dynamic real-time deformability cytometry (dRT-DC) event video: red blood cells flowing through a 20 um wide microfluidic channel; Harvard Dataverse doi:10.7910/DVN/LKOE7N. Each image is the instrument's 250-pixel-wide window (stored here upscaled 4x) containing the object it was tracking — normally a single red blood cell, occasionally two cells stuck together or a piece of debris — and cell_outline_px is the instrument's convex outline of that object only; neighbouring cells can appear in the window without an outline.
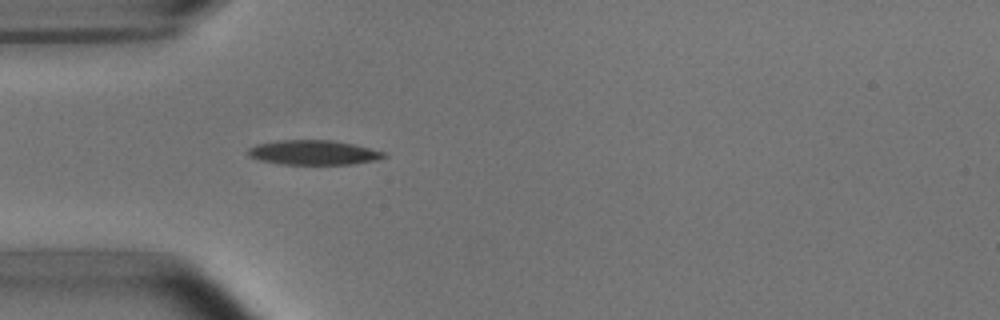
{"species": "common noctule bat (a hibernating species)", "species_latin": "Nyctalus noctula", "temperature_condition": "room temperature", "stored_images_in_passage": 51, "camera_frame_rate_fps": 3000, "um_per_image_px": 0.085, "animal": {"sex": "male", "body_mass_g": 15.6}, "frame": {"image": 1, "passage_image": 14, "time_ms": 4.333, "image_size_px": [1000, 320], "cell_outline_px": [[388, 156], [376, 160], [352, 164], [280, 164], [260, 160], [248, 156], [248, 148], [256, 144], [276, 140], [332, 140], [352, 144], [384, 152]], "centroid_in_image_um": [26.61, 12.96], "position_along_channel_um": 58.4, "area_um2": 19.42}}
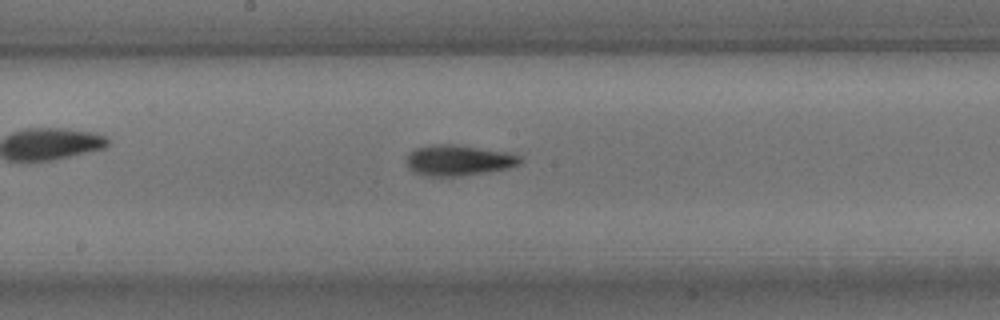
{"frame": {"image": 2, "passage_image": 26, "time_ms": 8.333, "image_size_px": [1000, 320], "cell_outline_px": [[524, 160], [520, 164], [508, 168], [456, 176], [428, 176], [412, 172], [408, 168], [408, 152], [416, 148], [432, 144], [456, 144], [508, 152], [520, 156]], "centroid_in_image_um": [38.97, 13.61], "position_along_channel_um": 209.2, "area_um2": 20.29}}
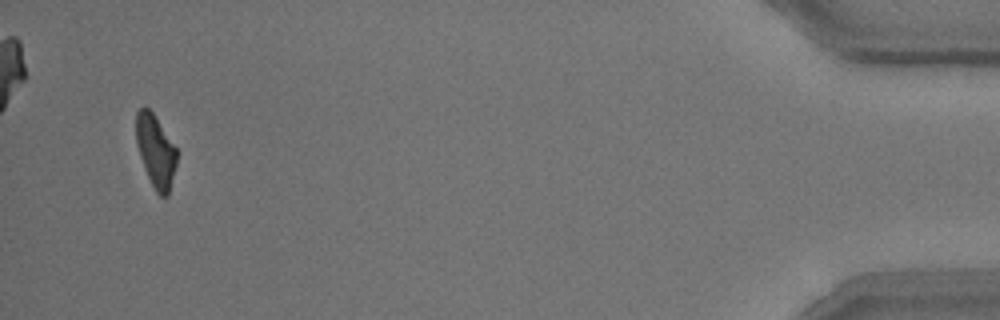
{"frame": {"image": 3, "passage_image": 49, "time_ms": 16.0, "image_size_px": [1000, 320], "cell_outline_px": [[180, 152], [168, 196], [160, 196], [156, 192], [148, 176], [140, 156], [136, 144], [136, 112], [144, 104], [152, 112]], "centroid_in_image_um": [13.26, 12.82], "position_along_channel_um": 421.9, "area_um2": 17.4}, "authors_computed_cell_mechanics": {"area_um2": 18.6694, "velocity_mm_per_s": 3.8244, "shape_relaxation_time_tau1_ms": 3.9293, "shape_relaxation_time_tau2_ms": 3.5405, "deformation_change_tau1": 0.1646, "deformation_change_tau2": 0.1172}}